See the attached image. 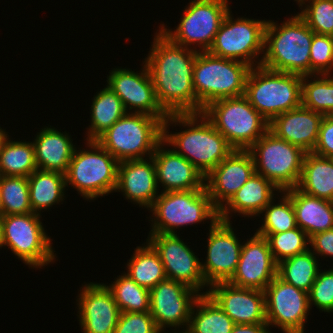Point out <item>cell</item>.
<instances>
[{"mask_svg":"<svg viewBox=\"0 0 333 333\" xmlns=\"http://www.w3.org/2000/svg\"><path fill=\"white\" fill-rule=\"evenodd\" d=\"M152 212L149 233L176 234L175 229L210 220H219V210L213 205L206 188L161 192L148 209Z\"/></svg>","mask_w":333,"mask_h":333,"instance_id":"obj_7","label":"cell"},{"mask_svg":"<svg viewBox=\"0 0 333 333\" xmlns=\"http://www.w3.org/2000/svg\"><path fill=\"white\" fill-rule=\"evenodd\" d=\"M163 140V122L143 113H126L96 141L118 162L151 157Z\"/></svg>","mask_w":333,"mask_h":333,"instance_id":"obj_6","label":"cell"},{"mask_svg":"<svg viewBox=\"0 0 333 333\" xmlns=\"http://www.w3.org/2000/svg\"><path fill=\"white\" fill-rule=\"evenodd\" d=\"M323 117V114L301 105L274 117L269 122V130L305 152H312Z\"/></svg>","mask_w":333,"mask_h":333,"instance_id":"obj_25","label":"cell"},{"mask_svg":"<svg viewBox=\"0 0 333 333\" xmlns=\"http://www.w3.org/2000/svg\"><path fill=\"white\" fill-rule=\"evenodd\" d=\"M27 178L33 213L41 215V210L49 209L52 205L64 201L65 174L37 169Z\"/></svg>","mask_w":333,"mask_h":333,"instance_id":"obj_30","label":"cell"},{"mask_svg":"<svg viewBox=\"0 0 333 333\" xmlns=\"http://www.w3.org/2000/svg\"><path fill=\"white\" fill-rule=\"evenodd\" d=\"M245 96L267 120L302 105V76L252 67L246 79Z\"/></svg>","mask_w":333,"mask_h":333,"instance_id":"obj_5","label":"cell"},{"mask_svg":"<svg viewBox=\"0 0 333 333\" xmlns=\"http://www.w3.org/2000/svg\"><path fill=\"white\" fill-rule=\"evenodd\" d=\"M314 34L298 14L280 25L267 20L261 66L278 72L310 75V48Z\"/></svg>","mask_w":333,"mask_h":333,"instance_id":"obj_3","label":"cell"},{"mask_svg":"<svg viewBox=\"0 0 333 333\" xmlns=\"http://www.w3.org/2000/svg\"><path fill=\"white\" fill-rule=\"evenodd\" d=\"M302 105L323 115L333 114V75L302 76Z\"/></svg>","mask_w":333,"mask_h":333,"instance_id":"obj_36","label":"cell"},{"mask_svg":"<svg viewBox=\"0 0 333 333\" xmlns=\"http://www.w3.org/2000/svg\"><path fill=\"white\" fill-rule=\"evenodd\" d=\"M279 203L275 204L273 199L261 212L265 213L262 217L263 224L255 233L257 234H274L288 231L296 228V214L291 198L281 191Z\"/></svg>","mask_w":333,"mask_h":333,"instance_id":"obj_39","label":"cell"},{"mask_svg":"<svg viewBox=\"0 0 333 333\" xmlns=\"http://www.w3.org/2000/svg\"><path fill=\"white\" fill-rule=\"evenodd\" d=\"M255 173L270 180L280 191L297 187L306 152L268 130L249 149Z\"/></svg>","mask_w":333,"mask_h":333,"instance_id":"obj_11","label":"cell"},{"mask_svg":"<svg viewBox=\"0 0 333 333\" xmlns=\"http://www.w3.org/2000/svg\"><path fill=\"white\" fill-rule=\"evenodd\" d=\"M233 229L230 222L222 220L210 224L207 257L204 263L201 262L202 274L209 286L227 282L236 270L242 243Z\"/></svg>","mask_w":333,"mask_h":333,"instance_id":"obj_18","label":"cell"},{"mask_svg":"<svg viewBox=\"0 0 333 333\" xmlns=\"http://www.w3.org/2000/svg\"><path fill=\"white\" fill-rule=\"evenodd\" d=\"M162 140L152 155L157 184L163 186L162 192L187 191L205 188V177L186 158L172 148L166 149ZM164 147V148H163Z\"/></svg>","mask_w":333,"mask_h":333,"instance_id":"obj_24","label":"cell"},{"mask_svg":"<svg viewBox=\"0 0 333 333\" xmlns=\"http://www.w3.org/2000/svg\"><path fill=\"white\" fill-rule=\"evenodd\" d=\"M200 294L186 285L166 278L150 290L149 312L158 329L187 330L192 307Z\"/></svg>","mask_w":333,"mask_h":333,"instance_id":"obj_16","label":"cell"},{"mask_svg":"<svg viewBox=\"0 0 333 333\" xmlns=\"http://www.w3.org/2000/svg\"><path fill=\"white\" fill-rule=\"evenodd\" d=\"M297 3L301 7L298 15L315 34L333 36V0H298Z\"/></svg>","mask_w":333,"mask_h":333,"instance_id":"obj_41","label":"cell"},{"mask_svg":"<svg viewBox=\"0 0 333 333\" xmlns=\"http://www.w3.org/2000/svg\"><path fill=\"white\" fill-rule=\"evenodd\" d=\"M231 13L229 11L224 17L208 52L225 59L244 62L251 67L260 66L262 59L259 56L264 53L267 21L244 17L234 19Z\"/></svg>","mask_w":333,"mask_h":333,"instance_id":"obj_12","label":"cell"},{"mask_svg":"<svg viewBox=\"0 0 333 333\" xmlns=\"http://www.w3.org/2000/svg\"><path fill=\"white\" fill-rule=\"evenodd\" d=\"M158 189L152 156L119 162L115 192L121 191L127 200L149 209L160 195Z\"/></svg>","mask_w":333,"mask_h":333,"instance_id":"obj_23","label":"cell"},{"mask_svg":"<svg viewBox=\"0 0 333 333\" xmlns=\"http://www.w3.org/2000/svg\"><path fill=\"white\" fill-rule=\"evenodd\" d=\"M333 71V36L314 34L310 48V75Z\"/></svg>","mask_w":333,"mask_h":333,"instance_id":"obj_42","label":"cell"},{"mask_svg":"<svg viewBox=\"0 0 333 333\" xmlns=\"http://www.w3.org/2000/svg\"><path fill=\"white\" fill-rule=\"evenodd\" d=\"M114 280L111 285L106 286L112 293L121 312L149 311V289L139 286L125 272Z\"/></svg>","mask_w":333,"mask_h":333,"instance_id":"obj_37","label":"cell"},{"mask_svg":"<svg viewBox=\"0 0 333 333\" xmlns=\"http://www.w3.org/2000/svg\"><path fill=\"white\" fill-rule=\"evenodd\" d=\"M308 294L310 309L315 305L319 311L333 313V268L319 270Z\"/></svg>","mask_w":333,"mask_h":333,"instance_id":"obj_43","label":"cell"},{"mask_svg":"<svg viewBox=\"0 0 333 333\" xmlns=\"http://www.w3.org/2000/svg\"><path fill=\"white\" fill-rule=\"evenodd\" d=\"M0 196L2 215L32 212L27 177L0 176Z\"/></svg>","mask_w":333,"mask_h":333,"instance_id":"obj_38","label":"cell"},{"mask_svg":"<svg viewBox=\"0 0 333 333\" xmlns=\"http://www.w3.org/2000/svg\"><path fill=\"white\" fill-rule=\"evenodd\" d=\"M291 198L296 214V223L309 238L333 229V202L308 195L297 187L284 190Z\"/></svg>","mask_w":333,"mask_h":333,"instance_id":"obj_28","label":"cell"},{"mask_svg":"<svg viewBox=\"0 0 333 333\" xmlns=\"http://www.w3.org/2000/svg\"><path fill=\"white\" fill-rule=\"evenodd\" d=\"M319 266L316 255L309 249L305 253L280 261L277 276L284 282L309 293L321 268Z\"/></svg>","mask_w":333,"mask_h":333,"instance_id":"obj_34","label":"cell"},{"mask_svg":"<svg viewBox=\"0 0 333 333\" xmlns=\"http://www.w3.org/2000/svg\"><path fill=\"white\" fill-rule=\"evenodd\" d=\"M157 31L144 60L157 102L167 115L196 113L193 69L198 49L177 45Z\"/></svg>","mask_w":333,"mask_h":333,"instance_id":"obj_1","label":"cell"},{"mask_svg":"<svg viewBox=\"0 0 333 333\" xmlns=\"http://www.w3.org/2000/svg\"><path fill=\"white\" fill-rule=\"evenodd\" d=\"M147 242L158 253L166 277L180 282L202 295L206 283L201 262L195 252L177 234L149 233ZM202 289V290H201Z\"/></svg>","mask_w":333,"mask_h":333,"instance_id":"obj_15","label":"cell"},{"mask_svg":"<svg viewBox=\"0 0 333 333\" xmlns=\"http://www.w3.org/2000/svg\"><path fill=\"white\" fill-rule=\"evenodd\" d=\"M72 141L68 133L54 127L41 129L32 142L37 168L65 174L76 149Z\"/></svg>","mask_w":333,"mask_h":333,"instance_id":"obj_27","label":"cell"},{"mask_svg":"<svg viewBox=\"0 0 333 333\" xmlns=\"http://www.w3.org/2000/svg\"><path fill=\"white\" fill-rule=\"evenodd\" d=\"M235 323L208 295L202 294L195 301L187 333H231Z\"/></svg>","mask_w":333,"mask_h":333,"instance_id":"obj_31","label":"cell"},{"mask_svg":"<svg viewBox=\"0 0 333 333\" xmlns=\"http://www.w3.org/2000/svg\"><path fill=\"white\" fill-rule=\"evenodd\" d=\"M277 267L266 237L255 233L242 244L238 265L227 282L241 288L265 291L277 276Z\"/></svg>","mask_w":333,"mask_h":333,"instance_id":"obj_19","label":"cell"},{"mask_svg":"<svg viewBox=\"0 0 333 333\" xmlns=\"http://www.w3.org/2000/svg\"><path fill=\"white\" fill-rule=\"evenodd\" d=\"M234 150H248L269 130L245 95L211 102L202 112Z\"/></svg>","mask_w":333,"mask_h":333,"instance_id":"obj_8","label":"cell"},{"mask_svg":"<svg viewBox=\"0 0 333 333\" xmlns=\"http://www.w3.org/2000/svg\"><path fill=\"white\" fill-rule=\"evenodd\" d=\"M255 173L248 150H233L205 177V188L213 205L220 210Z\"/></svg>","mask_w":333,"mask_h":333,"instance_id":"obj_22","label":"cell"},{"mask_svg":"<svg viewBox=\"0 0 333 333\" xmlns=\"http://www.w3.org/2000/svg\"><path fill=\"white\" fill-rule=\"evenodd\" d=\"M203 294H208L235 324H267L264 291L217 282Z\"/></svg>","mask_w":333,"mask_h":333,"instance_id":"obj_20","label":"cell"},{"mask_svg":"<svg viewBox=\"0 0 333 333\" xmlns=\"http://www.w3.org/2000/svg\"><path fill=\"white\" fill-rule=\"evenodd\" d=\"M7 132L6 131H4V129H2L1 127H0V154H1V152H2V149H3V146H4V144H5V142L8 140V138H9V135H8V133L6 134Z\"/></svg>","mask_w":333,"mask_h":333,"instance_id":"obj_48","label":"cell"},{"mask_svg":"<svg viewBox=\"0 0 333 333\" xmlns=\"http://www.w3.org/2000/svg\"><path fill=\"white\" fill-rule=\"evenodd\" d=\"M2 216V199H1V196H0V217Z\"/></svg>","mask_w":333,"mask_h":333,"instance_id":"obj_49","label":"cell"},{"mask_svg":"<svg viewBox=\"0 0 333 333\" xmlns=\"http://www.w3.org/2000/svg\"><path fill=\"white\" fill-rule=\"evenodd\" d=\"M297 188L308 195L333 202V158L306 152Z\"/></svg>","mask_w":333,"mask_h":333,"instance_id":"obj_29","label":"cell"},{"mask_svg":"<svg viewBox=\"0 0 333 333\" xmlns=\"http://www.w3.org/2000/svg\"><path fill=\"white\" fill-rule=\"evenodd\" d=\"M312 152L319 156L333 158V114L324 115Z\"/></svg>","mask_w":333,"mask_h":333,"instance_id":"obj_45","label":"cell"},{"mask_svg":"<svg viewBox=\"0 0 333 333\" xmlns=\"http://www.w3.org/2000/svg\"><path fill=\"white\" fill-rule=\"evenodd\" d=\"M37 169L33 143L8 138L0 154V176L28 177Z\"/></svg>","mask_w":333,"mask_h":333,"instance_id":"obj_35","label":"cell"},{"mask_svg":"<svg viewBox=\"0 0 333 333\" xmlns=\"http://www.w3.org/2000/svg\"><path fill=\"white\" fill-rule=\"evenodd\" d=\"M309 244L311 245L310 250L319 258L322 257H333V229L326 230L324 232L317 233L310 237Z\"/></svg>","mask_w":333,"mask_h":333,"instance_id":"obj_46","label":"cell"},{"mask_svg":"<svg viewBox=\"0 0 333 333\" xmlns=\"http://www.w3.org/2000/svg\"><path fill=\"white\" fill-rule=\"evenodd\" d=\"M153 317L146 312H121L113 333H159Z\"/></svg>","mask_w":333,"mask_h":333,"instance_id":"obj_44","label":"cell"},{"mask_svg":"<svg viewBox=\"0 0 333 333\" xmlns=\"http://www.w3.org/2000/svg\"><path fill=\"white\" fill-rule=\"evenodd\" d=\"M186 127L184 131L169 134V125ZM163 141L186 158L206 177L234 149L201 113L170 114L163 121Z\"/></svg>","mask_w":333,"mask_h":333,"instance_id":"obj_2","label":"cell"},{"mask_svg":"<svg viewBox=\"0 0 333 333\" xmlns=\"http://www.w3.org/2000/svg\"><path fill=\"white\" fill-rule=\"evenodd\" d=\"M252 67L244 62L198 51L193 69L196 113L211 102L245 95L246 79Z\"/></svg>","mask_w":333,"mask_h":333,"instance_id":"obj_4","label":"cell"},{"mask_svg":"<svg viewBox=\"0 0 333 333\" xmlns=\"http://www.w3.org/2000/svg\"><path fill=\"white\" fill-rule=\"evenodd\" d=\"M40 217L33 212L0 217V247L7 246L24 264L37 269L56 259L53 239L47 236Z\"/></svg>","mask_w":333,"mask_h":333,"instance_id":"obj_10","label":"cell"},{"mask_svg":"<svg viewBox=\"0 0 333 333\" xmlns=\"http://www.w3.org/2000/svg\"><path fill=\"white\" fill-rule=\"evenodd\" d=\"M127 263V273L139 286L149 290L166 279L164 265L155 249L146 241L137 246Z\"/></svg>","mask_w":333,"mask_h":333,"instance_id":"obj_33","label":"cell"},{"mask_svg":"<svg viewBox=\"0 0 333 333\" xmlns=\"http://www.w3.org/2000/svg\"><path fill=\"white\" fill-rule=\"evenodd\" d=\"M275 190L281 193L270 180L254 173L219 210V220L230 222L229 215H232V212L248 218L259 216L260 212L274 199Z\"/></svg>","mask_w":333,"mask_h":333,"instance_id":"obj_26","label":"cell"},{"mask_svg":"<svg viewBox=\"0 0 333 333\" xmlns=\"http://www.w3.org/2000/svg\"><path fill=\"white\" fill-rule=\"evenodd\" d=\"M87 149L77 148L65 173L66 186L71 185L87 200L109 195L117 186L119 162L96 140H87Z\"/></svg>","mask_w":333,"mask_h":333,"instance_id":"obj_9","label":"cell"},{"mask_svg":"<svg viewBox=\"0 0 333 333\" xmlns=\"http://www.w3.org/2000/svg\"><path fill=\"white\" fill-rule=\"evenodd\" d=\"M266 320L283 333L304 332L310 311L309 294L276 276L265 289Z\"/></svg>","mask_w":333,"mask_h":333,"instance_id":"obj_14","label":"cell"},{"mask_svg":"<svg viewBox=\"0 0 333 333\" xmlns=\"http://www.w3.org/2000/svg\"><path fill=\"white\" fill-rule=\"evenodd\" d=\"M228 1L191 0L174 31L165 28L164 23L159 29L177 45L192 48L190 46L195 44V47H200L198 51H208L224 17L231 9Z\"/></svg>","mask_w":333,"mask_h":333,"instance_id":"obj_13","label":"cell"},{"mask_svg":"<svg viewBox=\"0 0 333 333\" xmlns=\"http://www.w3.org/2000/svg\"><path fill=\"white\" fill-rule=\"evenodd\" d=\"M77 297V313L83 333L114 332L121 311L106 284H85Z\"/></svg>","mask_w":333,"mask_h":333,"instance_id":"obj_21","label":"cell"},{"mask_svg":"<svg viewBox=\"0 0 333 333\" xmlns=\"http://www.w3.org/2000/svg\"><path fill=\"white\" fill-rule=\"evenodd\" d=\"M159 333H163L162 331H160ZM174 333H176V332H174ZM178 333V332H177ZM179 333H187L186 332V330H183V331H181V332H179Z\"/></svg>","mask_w":333,"mask_h":333,"instance_id":"obj_50","label":"cell"},{"mask_svg":"<svg viewBox=\"0 0 333 333\" xmlns=\"http://www.w3.org/2000/svg\"><path fill=\"white\" fill-rule=\"evenodd\" d=\"M259 235L266 237L271 254L277 263L286 258L305 253L310 249L308 247L310 238L299 227L281 233Z\"/></svg>","mask_w":333,"mask_h":333,"instance_id":"obj_40","label":"cell"},{"mask_svg":"<svg viewBox=\"0 0 333 333\" xmlns=\"http://www.w3.org/2000/svg\"><path fill=\"white\" fill-rule=\"evenodd\" d=\"M143 64L139 73L126 68H114L107 76L106 86L117 94L127 113H143L163 122L168 115L157 102L151 76L145 62Z\"/></svg>","mask_w":333,"mask_h":333,"instance_id":"obj_17","label":"cell"},{"mask_svg":"<svg viewBox=\"0 0 333 333\" xmlns=\"http://www.w3.org/2000/svg\"><path fill=\"white\" fill-rule=\"evenodd\" d=\"M91 105V119L86 140H97L127 112L117 94L108 86L100 90Z\"/></svg>","mask_w":333,"mask_h":333,"instance_id":"obj_32","label":"cell"},{"mask_svg":"<svg viewBox=\"0 0 333 333\" xmlns=\"http://www.w3.org/2000/svg\"><path fill=\"white\" fill-rule=\"evenodd\" d=\"M268 324H235L231 333H271Z\"/></svg>","mask_w":333,"mask_h":333,"instance_id":"obj_47","label":"cell"}]
</instances>
